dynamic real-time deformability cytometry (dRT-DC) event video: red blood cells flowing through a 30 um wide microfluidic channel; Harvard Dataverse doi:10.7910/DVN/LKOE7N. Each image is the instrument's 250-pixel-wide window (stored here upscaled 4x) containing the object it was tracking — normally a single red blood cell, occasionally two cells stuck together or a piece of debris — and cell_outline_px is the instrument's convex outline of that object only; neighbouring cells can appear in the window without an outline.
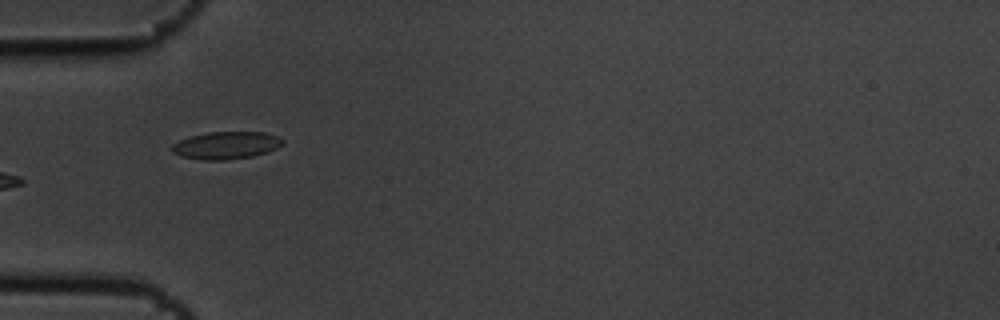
{"species": "common noctule bat (a hibernating species)", "species_latin": "Nyctalus noctula", "temperature_condition": "cold", "stored_images_in_passage": 7, "camera_frame_rate_fps": 3000, "um_per_image_px": 0.085, "animal": {"sex": "male", "body_mass_g": 19.5, "forearm_length_mm": 54.6}, "frame": {"image": 1, "passage_image": 6, "time_ms": 1.667, "image_size_px": [1000, 320], "cell_outline_px": [[284, 144], [268, 152], [252, 156], [224, 160], [200, 160], [184, 156], [172, 152], [172, 144], [180, 140], [192, 136], [208, 132], [264, 132], [276, 136], [284, 140]], "centroid_in_image_um": [19.25, 12.35], "position_along_channel_um": 65.8, "area_um2": 17.57}}
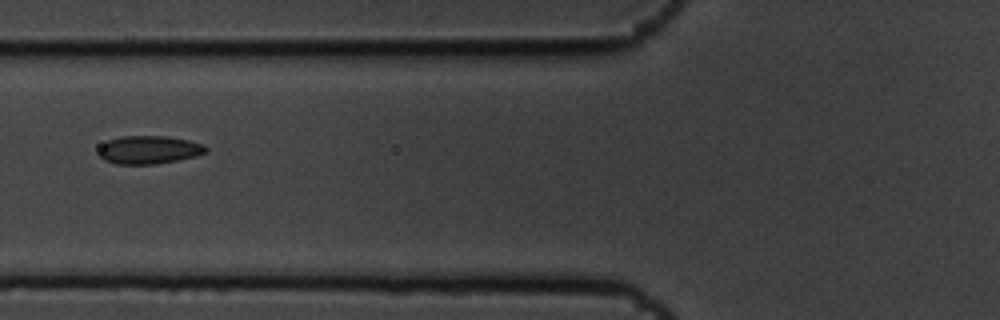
{"frame": {"image": 2, "passage_image": 7, "time_ms": 2.0, "image_size_px": [1000, 320], "cell_outline_px": [[208, 152], [196, 156], [156, 164], [116, 164], [104, 160], [100, 156], [100, 144], [108, 140], [124, 136], [168, 136], [188, 140], [204, 144], [208, 148]], "centroid_in_image_um": [12.69, 12.73], "position_along_channel_um": 113.1, "area_um2": 17.63}}